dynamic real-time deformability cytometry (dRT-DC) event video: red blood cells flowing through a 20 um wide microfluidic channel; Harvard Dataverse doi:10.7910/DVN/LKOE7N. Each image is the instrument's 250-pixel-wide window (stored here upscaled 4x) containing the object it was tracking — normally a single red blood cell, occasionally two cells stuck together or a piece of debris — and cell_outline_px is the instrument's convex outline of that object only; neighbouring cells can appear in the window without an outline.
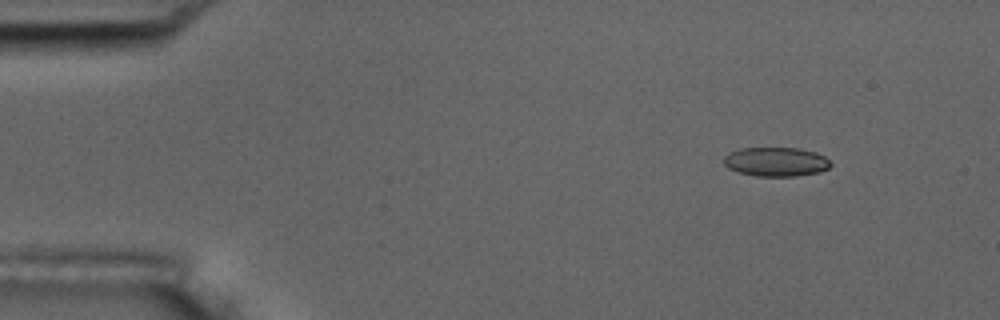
{"species": "common noctule bat (a hibernating species)", "species_latin": "Nyctalus noctula", "temperature_condition": "room temperature", "stored_images_in_passage": 6, "camera_frame_rate_fps": 3000, "um_per_image_px": 0.085, "animal": {"sex": "male", "body_mass_g": 17.5, "forearm_length_mm": 52.3}, "frame": {"image": 1, "passage_image": 2, "time_ms": 1.333, "image_size_px": [1000, 320], "cell_outline_px": [[832, 164], [828, 168], [820, 172], [796, 176], [756, 176], [740, 172], [728, 168], [724, 164], [724, 156], [728, 152], [740, 148], [796, 148], [816, 152], [824, 156]], "centroid_in_image_um": [65.95, 13.75], "position_along_channel_um": 19.1, "area_um2": 18.15}}